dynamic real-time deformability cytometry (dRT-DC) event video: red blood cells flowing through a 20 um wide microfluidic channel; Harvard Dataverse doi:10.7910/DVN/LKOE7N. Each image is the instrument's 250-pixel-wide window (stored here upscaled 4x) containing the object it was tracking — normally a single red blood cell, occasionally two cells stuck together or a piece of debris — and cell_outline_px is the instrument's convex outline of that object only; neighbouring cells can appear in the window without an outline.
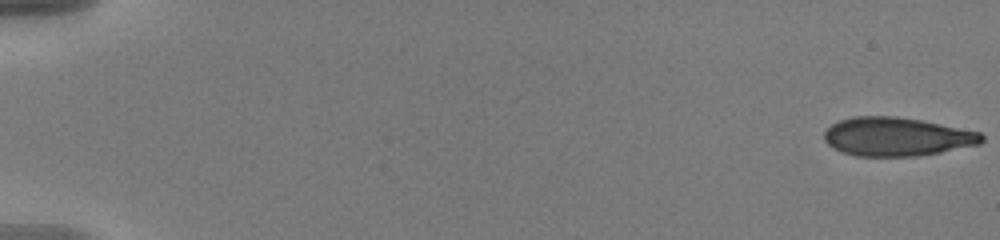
{"species": "human", "species_latin": "Homo sapiens", "temperature_condition": "warm", "stored_images_in_passage": 56, "camera_frame_rate_fps": 3000, "um_per_image_px": 0.085, "donor": {"sex": "male"}, "frame": {"image": 1, "passage_image": 1, "time_ms": 0.0, "image_size_px": [1000, 240], "cell_outline_px": [[984, 140], [980, 144], [940, 152], [916, 156], [856, 156], [840, 152], [832, 148], [824, 140], [824, 132], [832, 124], [840, 120], [852, 116], [896, 116], [920, 120], [980, 132], [984, 136]], "centroid_in_image_um": [76.19, 11.62], "position_along_channel_um": 8.8, "area_um2": 35.49}}
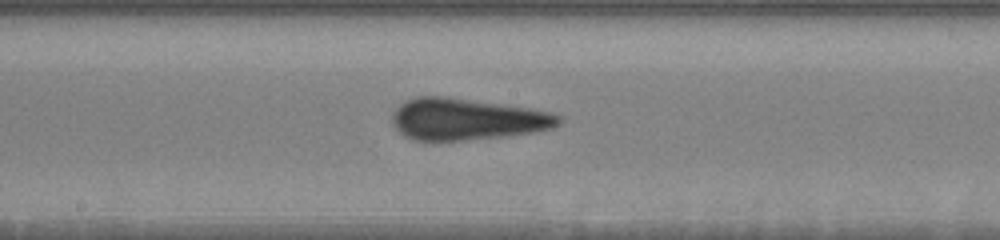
{"frame": {"image": 2, "passage_image": 32, "time_ms": 10.333, "image_size_px": [1000, 240], "cell_outline_px": [[560, 124], [552, 128], [532, 132], [504, 136], [464, 140], [412, 140], [404, 136], [392, 124], [392, 112], [400, 104], [416, 96], [444, 96], [528, 108], [552, 112], [560, 116]], "centroid_in_image_um": [39.64, 10.13], "position_along_channel_um": 208.6, "area_um2": 40.11}}
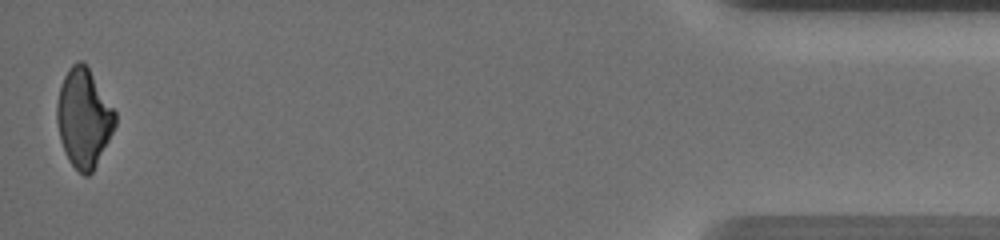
{"frame": {"image": 3, "passage_image": 56, "time_ms": 18.333, "image_size_px": [1000, 240], "cell_outline_px": [[116, 124], [92, 172], [88, 176], [84, 176], [68, 160], [60, 140], [56, 120], [56, 104], [60, 88], [64, 76], [68, 68], [76, 60], [84, 60], [116, 112]], "centroid_in_image_um": [7.1, 9.99], "position_along_channel_um": 428.1, "area_um2": 33.35}, "authors_computed_cell_mechanics": {"area_um2": 37.7434, "velocity_mm_per_s": 3.6649, "shape_relaxation_time_tau1_ms": 6.7835, "shape_relaxation_time_tau2_ms": null, "deformation_change_tau1": 0.1636, "deformation_change_tau2": null}}